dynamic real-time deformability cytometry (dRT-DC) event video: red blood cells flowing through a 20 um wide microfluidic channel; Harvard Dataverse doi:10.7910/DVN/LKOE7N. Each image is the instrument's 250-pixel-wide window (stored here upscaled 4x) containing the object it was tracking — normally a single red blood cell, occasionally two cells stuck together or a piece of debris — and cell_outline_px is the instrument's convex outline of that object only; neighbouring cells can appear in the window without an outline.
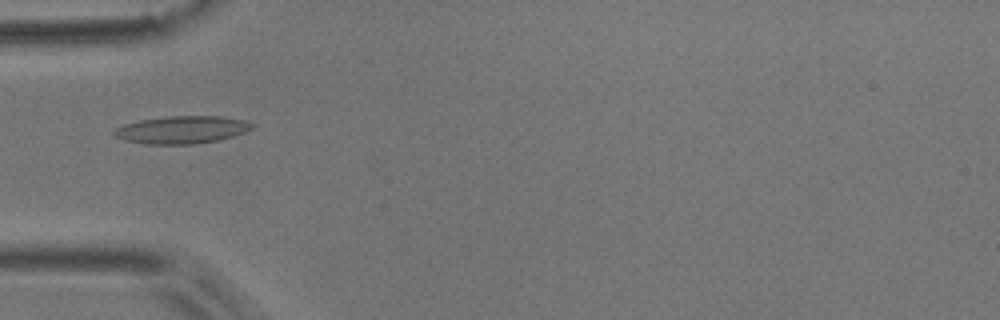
{"species": "common noctule bat (a hibernating species)", "species_latin": "Nyctalus noctula", "temperature_condition": "room temperature", "stored_images_in_passage": 4, "camera_frame_rate_fps": 3000, "um_per_image_px": 0.085, "animal": {"sex": "male", "body_mass_g": 17.9}, "frame": {"image": 1, "passage_image": 4, "time_ms": 1.0, "image_size_px": [1000, 320], "cell_outline_px": [[252, 128], [244, 132], [232, 136], [216, 140], [192, 144], [148, 144], [128, 140], [116, 136], [112, 132], [116, 128], [124, 124], [140, 120], [168, 116], [220, 116], [244, 120], [252, 124]], "centroid_in_image_um": [15.45, 11.02], "position_along_channel_um": 69.6, "area_um2": 21.73}}